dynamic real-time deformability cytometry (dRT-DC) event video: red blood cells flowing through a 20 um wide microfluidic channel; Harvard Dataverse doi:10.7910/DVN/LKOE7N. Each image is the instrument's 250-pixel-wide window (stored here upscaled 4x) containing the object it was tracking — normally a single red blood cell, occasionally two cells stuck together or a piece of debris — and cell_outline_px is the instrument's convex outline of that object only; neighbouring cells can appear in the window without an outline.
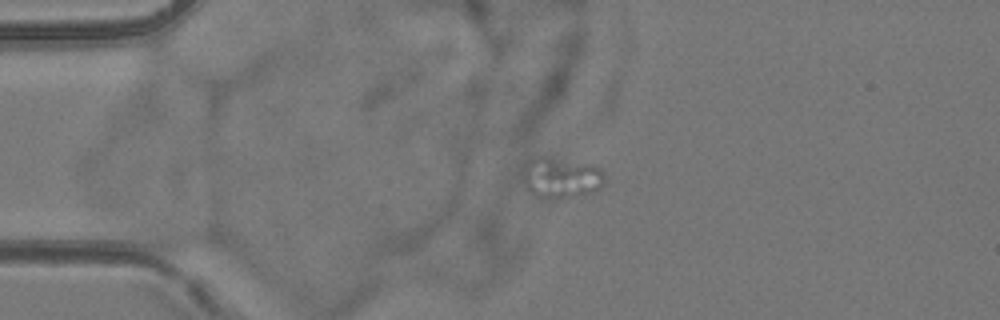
{"species": "common noctule bat (a hibernating species)", "species_latin": "Nyctalus noctula", "temperature_condition": "room temperature", "stored_images_in_passage": 27, "camera_frame_rate_fps": 3000, "um_per_image_px": 0.085, "animal": {"sex": "female", "body_mass_g": 24.6, "forearm_length_mm": 56.2}, "frame": {"image": 1, "passage_image": 1, "time_ms": 0.0, "image_size_px": [1000, 320], "cell_outline_px": [[604, 184], [600, 188], [584, 196], [556, 200], [552, 200], [536, 196], [528, 192], [520, 180], [524, 160], [540, 156], [544, 156], [596, 164], [604, 172]], "centroid_in_image_um": [47.64, 15.12], "position_along_channel_um": 37.4, "area_um2": 20.75}}
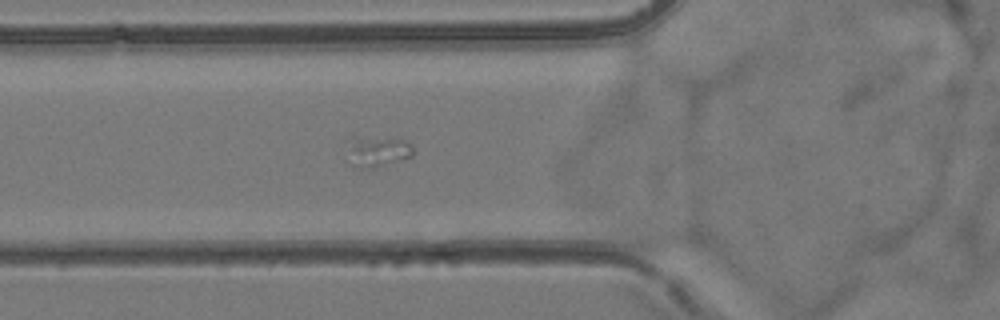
{"frame": {"image": 2, "passage_image": 8, "time_ms": 2.333, "image_size_px": [1000, 320], "cell_outline_px": [[412, 156], [372, 168], [360, 168], [348, 164], [352, 136], [356, 136], [404, 140], [412, 144]], "centroid_in_image_um": [32.07, 12.88], "position_along_channel_um": 93.7, "area_um2": 11.44}}